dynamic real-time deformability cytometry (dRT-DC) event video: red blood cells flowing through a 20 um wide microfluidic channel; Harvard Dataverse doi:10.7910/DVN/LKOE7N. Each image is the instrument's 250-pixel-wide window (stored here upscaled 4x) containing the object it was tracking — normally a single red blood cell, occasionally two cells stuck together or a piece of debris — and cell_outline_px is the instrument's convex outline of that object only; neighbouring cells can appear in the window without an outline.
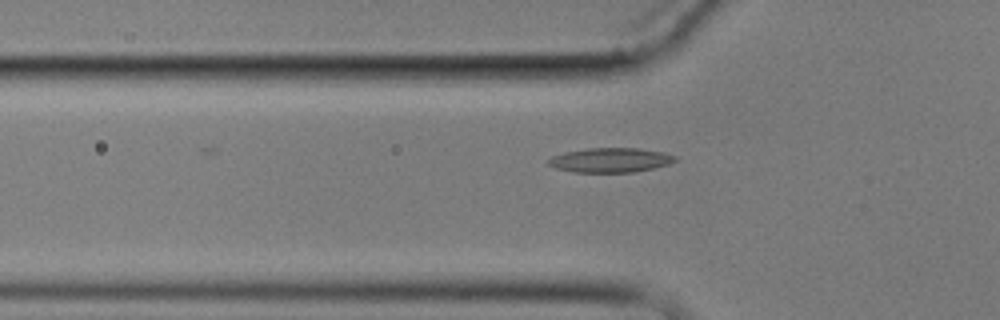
{"species": "common noctule bat (a hibernating species)", "species_latin": "Nyctalus noctula", "temperature_condition": "cold", "stored_images_in_passage": 10, "camera_frame_rate_fps": 3000, "um_per_image_px": 0.085, "animal": {"sex": "male", "body_mass_g": 17.9}, "frame": {"image": 1, "passage_image": 4, "time_ms": 4.667, "image_size_px": [1000, 320], "cell_outline_px": [[676, 160], [668, 164], [652, 168], [632, 172], [572, 172], [556, 168], [548, 164], [548, 160], [552, 156], [564, 152], [588, 148], [640, 148], [664, 152], [676, 156]], "centroid_in_image_um": [51.87, 13.6], "position_along_channel_um": 73.9, "area_um2": 18.03}}
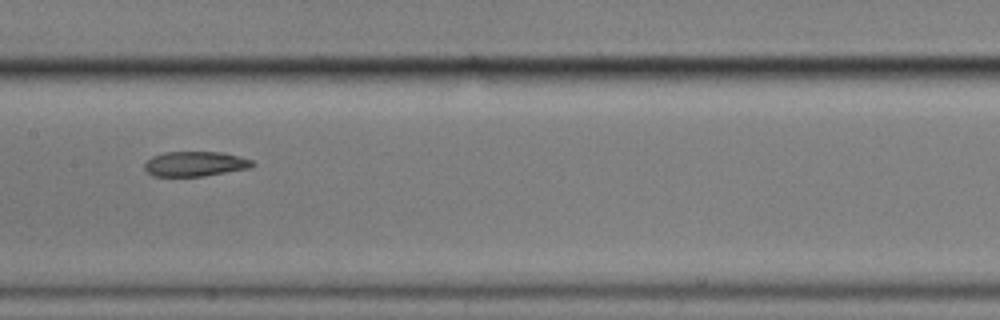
{"frame": {"image": 2, "passage_image": 7, "time_ms": 8.0, "image_size_px": [1000, 320], "cell_outline_px": [[256, 164], [248, 168], [204, 176], [152, 176], [144, 168], [144, 164], [152, 156], [164, 152], [224, 152], [240, 156], [252, 160]], "centroid_in_image_um": [16.59, 13.92], "position_along_channel_um": 190.8, "area_um2": 15.66}}
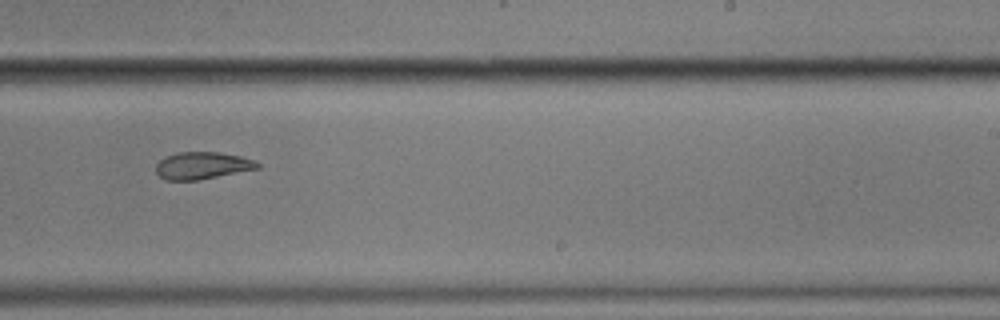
{"frame": {"image": 3, "passage_image": 9, "time_ms": 10.333, "image_size_px": [1000, 320], "cell_outline_px": [[260, 168], [196, 180], [164, 180], [156, 172], [156, 164], [160, 160], [176, 152], [220, 152], [240, 156], [252, 160], [260, 164]], "centroid_in_image_um": [17.17, 14.07], "position_along_channel_um": 271.8, "area_um2": 15.9}}